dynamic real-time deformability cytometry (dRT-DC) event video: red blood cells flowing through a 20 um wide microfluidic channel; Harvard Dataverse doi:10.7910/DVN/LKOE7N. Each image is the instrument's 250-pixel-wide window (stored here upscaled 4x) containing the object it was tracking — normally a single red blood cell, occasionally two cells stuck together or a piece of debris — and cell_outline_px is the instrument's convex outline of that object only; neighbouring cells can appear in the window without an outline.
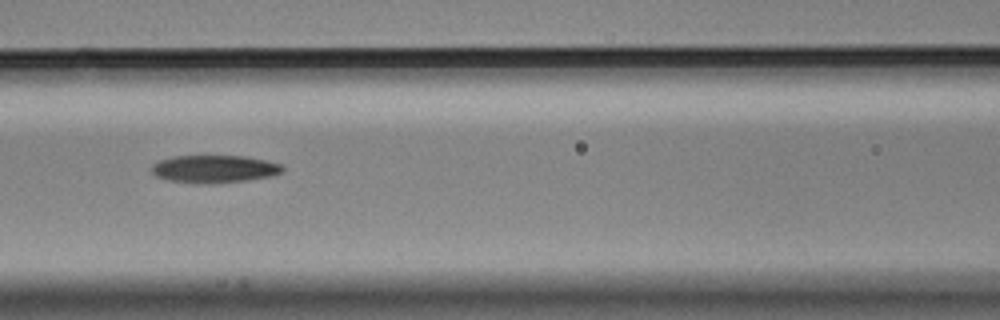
{"species": "Egyptian fruit bat (a non-hibernating species)", "species_latin": "Rousettus aegyptiacus", "temperature_condition": "cold", "stored_images_in_passage": 10, "camera_frame_rate_fps": 3000, "um_per_image_px": 0.085, "animal": {"sex": "male"}, "frame": {"image": 1, "passage_image": 6, "time_ms": 1.667, "image_size_px": [1000, 320], "cell_outline_px": [[284, 172], [272, 176], [248, 180], [216, 184], [196, 184], [168, 180], [156, 176], [152, 172], [152, 164], [160, 160], [176, 156], [244, 156], [264, 160], [280, 164], [284, 168]], "centroid_in_image_um": [18.23, 14.38], "position_along_channel_um": 148.4, "area_um2": 21.27}}
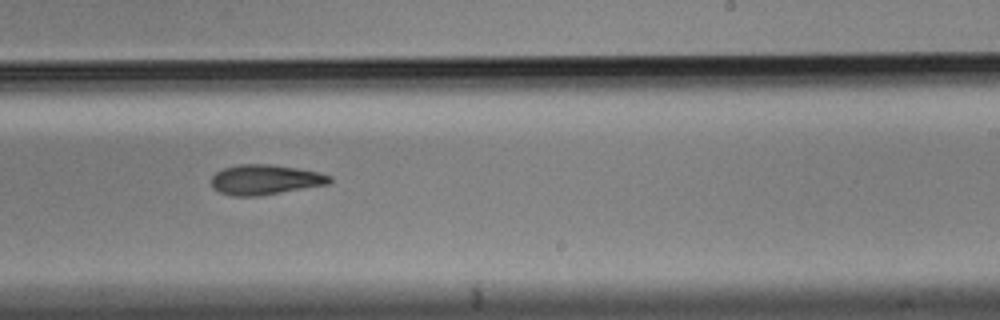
{"frame": {"image": 2, "passage_image": 9, "time_ms": 2.667, "image_size_px": [1000, 320], "cell_outline_px": [[332, 180], [328, 184], [260, 196], [232, 196], [220, 192], [212, 188], [212, 176], [216, 172], [224, 168], [240, 164], [268, 164], [296, 168], [316, 172], [332, 176]], "centroid_in_image_um": [22.52, 15.28], "position_along_channel_um": 266.5, "area_um2": 20.58}}
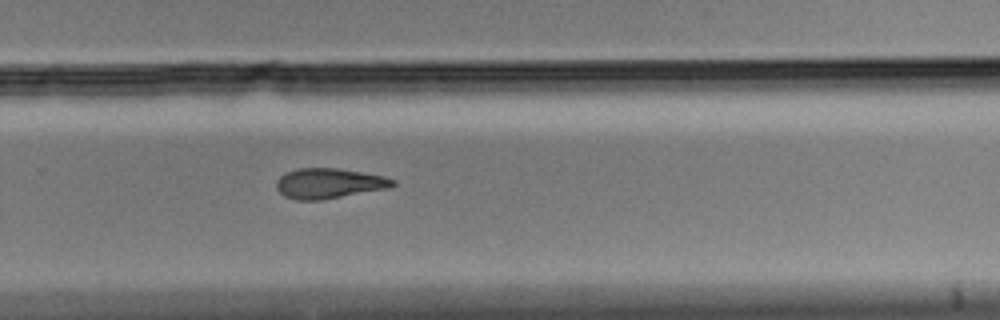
{"frame": {"image": 3, "passage_image": 10, "time_ms": 3.0, "image_size_px": [1000, 320], "cell_outline_px": [[396, 184], [392, 188], [320, 200], [296, 200], [284, 196], [276, 188], [276, 180], [280, 176], [296, 168], [336, 168], [364, 172], [384, 176], [396, 180]], "centroid_in_image_um": [28.0, 15.59], "position_along_channel_um": 301.8, "area_um2": 20.69}}